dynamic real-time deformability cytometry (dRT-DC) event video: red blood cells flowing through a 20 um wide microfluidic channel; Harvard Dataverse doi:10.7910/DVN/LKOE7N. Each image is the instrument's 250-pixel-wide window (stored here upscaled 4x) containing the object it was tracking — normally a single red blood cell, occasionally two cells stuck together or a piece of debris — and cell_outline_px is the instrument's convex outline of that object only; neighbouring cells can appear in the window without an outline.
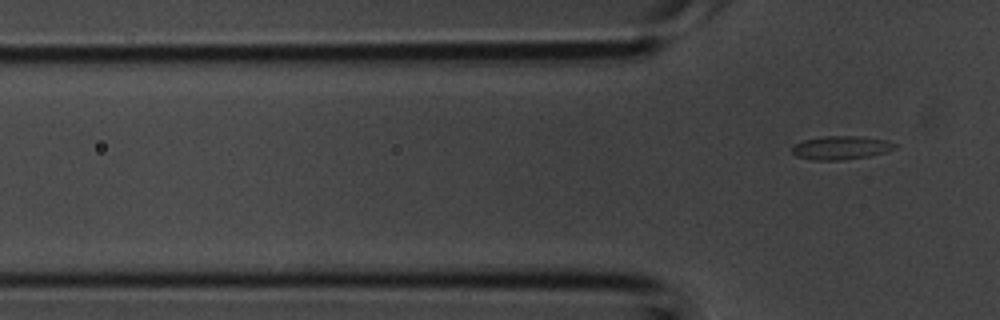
{"species": "common noctule bat (a hibernating species)", "species_latin": "Nyctalus noctula", "temperature_condition": "room temperature", "stored_images_in_passage": 3, "camera_frame_rate_fps": 3000, "um_per_image_px": 0.085, "animal": {"sex": "male", "body_mass_g": 20.1, "forearm_length_mm": 53.5}, "frame": {"image": 1, "passage_image": 3, "time_ms": 0.667, "image_size_px": [1000, 320], "cell_outline_px": [[896, 148], [888, 152], [868, 156], [840, 160], [812, 160], [796, 156], [792, 152], [792, 148], [796, 144], [804, 140], [824, 136], [856, 136], [888, 140], [896, 144]], "centroid_in_image_um": [71.51, 12.56], "position_along_channel_um": 54.3, "area_um2": 14.05}}